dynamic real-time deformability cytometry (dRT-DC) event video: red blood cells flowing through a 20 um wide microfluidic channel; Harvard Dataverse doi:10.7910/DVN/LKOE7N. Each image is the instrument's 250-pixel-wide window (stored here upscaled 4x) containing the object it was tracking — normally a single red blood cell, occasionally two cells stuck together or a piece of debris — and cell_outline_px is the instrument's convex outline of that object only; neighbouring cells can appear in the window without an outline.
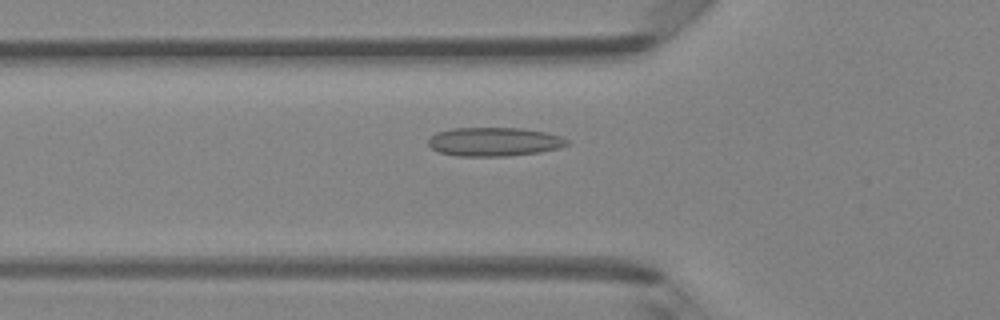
{"species": "Egyptian fruit bat (a non-hibernating species)", "species_latin": "Rousettus aegyptiacus", "temperature_condition": "room temperature", "stored_images_in_passage": 49, "camera_frame_rate_fps": 3000, "um_per_image_px": 0.085, "animal": {"sex": "female"}, "frame": {"image": 1, "passage_image": 17, "time_ms": 5.333, "image_size_px": [1000, 320], "cell_outline_px": [[568, 144], [560, 148], [540, 152], [508, 156], [456, 156], [440, 152], [432, 148], [428, 144], [428, 140], [436, 132], [452, 128], [520, 128], [548, 132], [560, 136], [568, 140]], "centroid_in_image_um": [42.02, 12.05], "position_along_channel_um": 83.8, "area_um2": 23.35}}
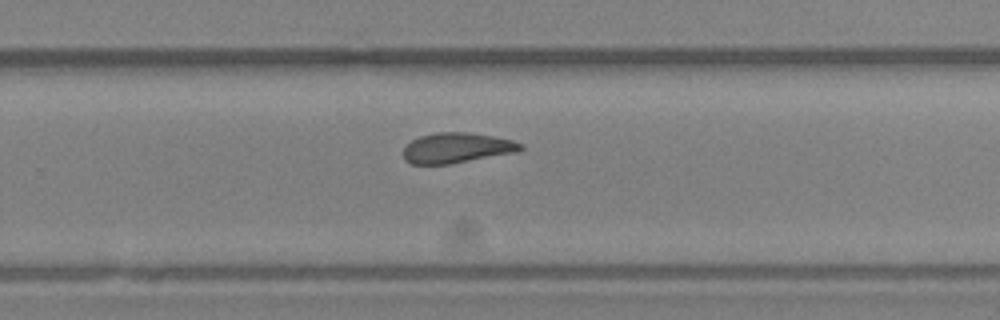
{"frame": {"image": 2, "passage_image": 32, "time_ms": 10.333, "image_size_px": [1000, 320], "cell_outline_px": [[524, 148], [516, 152], [448, 164], [412, 164], [404, 160], [404, 148], [412, 140], [420, 136], [436, 132], [468, 132], [492, 136], [512, 140], [520, 144]], "centroid_in_image_um": [38.79, 12.57], "position_along_channel_um": 291.0, "area_um2": 20.4}}
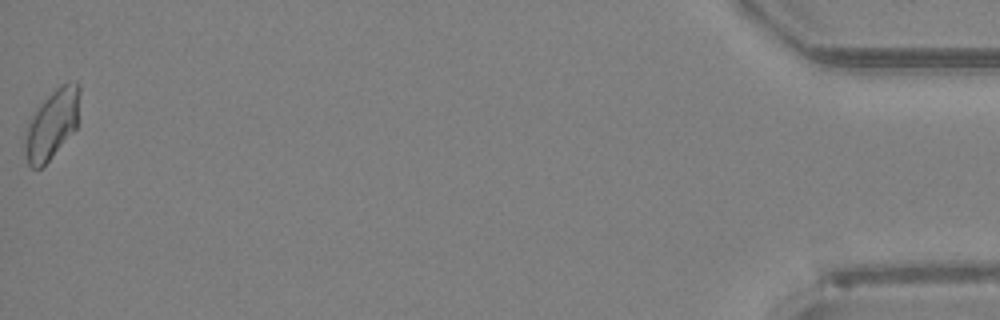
{"frame": {"image": 3, "passage_image": 49, "time_ms": 16.0, "image_size_px": [1000, 320], "cell_outline_px": [[80, 92], [76, 128], [48, 160], [40, 168], [32, 168], [28, 164], [24, 152], [24, 144], [28, 120], [36, 108], [60, 84], [68, 80], [76, 80], [80, 84]], "centroid_in_image_um": [4.41, 10.5], "position_along_channel_um": 430.8, "area_um2": 22.08}, "authors_computed_cell_mechanics": {"area_um2": 21.5016, "velocity_mm_per_s": 4.1532, "shape_relaxation_time_tau1_ms": null, "shape_relaxation_time_tau2_ms": 2.2903, "deformation_change_tau1": null, "deformation_change_tau2": 0.0757}}